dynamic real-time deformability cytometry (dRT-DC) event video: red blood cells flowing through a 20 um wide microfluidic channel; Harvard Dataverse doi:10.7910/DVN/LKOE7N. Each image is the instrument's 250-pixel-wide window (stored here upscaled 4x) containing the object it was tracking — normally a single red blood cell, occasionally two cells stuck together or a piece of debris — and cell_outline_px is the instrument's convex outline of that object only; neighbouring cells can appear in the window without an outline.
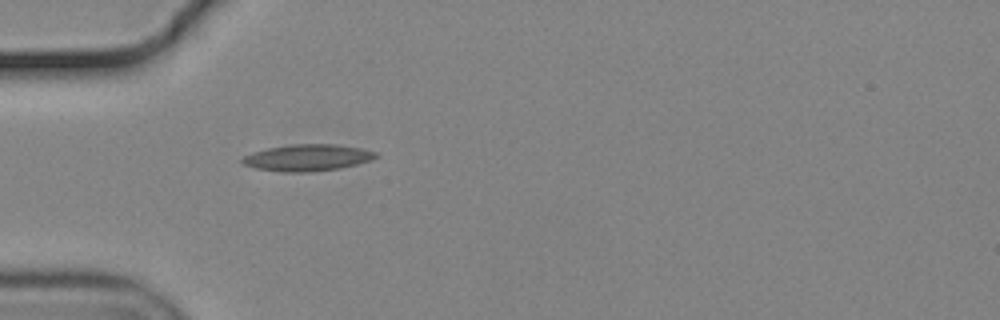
{"species": "common noctule bat (a hibernating species)", "species_latin": "Nyctalus noctula", "temperature_condition": "cold", "stored_images_in_passage": 6, "camera_frame_rate_fps": 3000, "um_per_image_px": 0.085, "animal": {"sex": "male", "body_mass_g": 19.2, "forearm_length_mm": 51.8}, "frame": {"image": 1, "passage_image": 1, "time_ms": 0.0, "image_size_px": [1000, 320], "cell_outline_px": [[380, 156], [372, 160], [340, 168], [312, 172], [284, 172], [256, 168], [244, 164], [240, 160], [244, 156], [252, 152], [268, 148], [292, 144], [336, 144], [360, 148], [376, 152]], "centroid_in_image_um": [26.16, 13.4], "position_along_channel_um": 58.8, "area_um2": 20.69}}
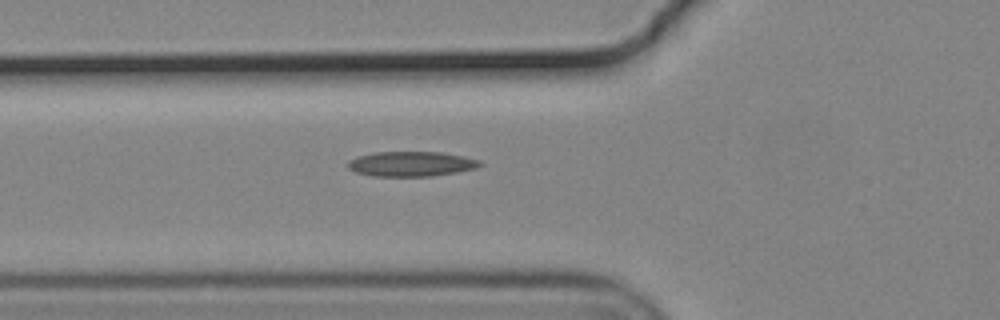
{"frame": {"image": 2, "passage_image": 4, "time_ms": 1.0, "image_size_px": [1000, 320], "cell_outline_px": [[484, 164], [476, 168], [456, 172], [432, 176], [372, 176], [356, 172], [348, 168], [348, 160], [356, 156], [376, 152], [440, 152], [464, 156], [480, 160]], "centroid_in_image_um": [34.95, 13.93], "position_along_channel_um": 90.8, "area_um2": 19.25}}